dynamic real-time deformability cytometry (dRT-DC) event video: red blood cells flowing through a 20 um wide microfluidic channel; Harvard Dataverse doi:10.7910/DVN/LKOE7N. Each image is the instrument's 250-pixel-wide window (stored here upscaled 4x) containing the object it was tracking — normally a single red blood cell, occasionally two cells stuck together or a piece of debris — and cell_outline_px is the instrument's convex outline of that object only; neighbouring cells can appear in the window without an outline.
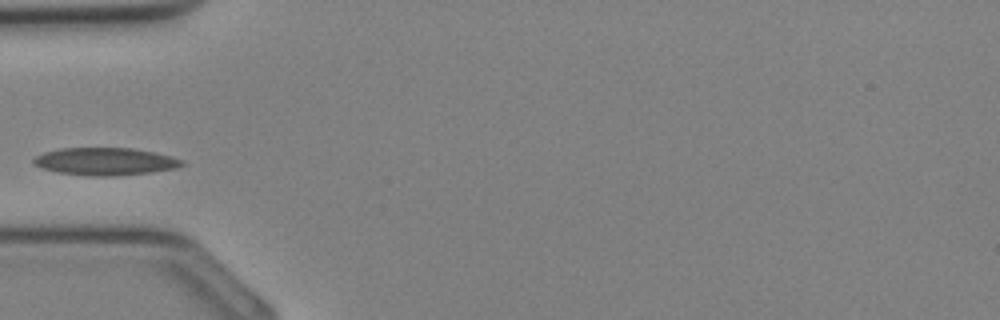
{"species": "Egyptian fruit bat (a non-hibernating species)", "species_latin": "Rousettus aegyptiacus", "temperature_condition": "cold", "stored_images_in_passage": 25, "camera_frame_rate_fps": 3000, "um_per_image_px": 0.085, "animal": {"sex": "female"}, "frame": {"image": 1, "passage_image": 1, "time_ms": 0.0, "image_size_px": [1000, 320], "cell_outline_px": [[184, 164], [176, 168], [148, 172], [112, 176], [88, 176], [56, 172], [40, 168], [32, 164], [32, 160], [36, 156], [44, 152], [60, 148], [132, 148], [172, 156], [184, 160]], "centroid_in_image_um": [8.89, 13.72], "position_along_channel_um": 76.1, "area_um2": 23.81}}
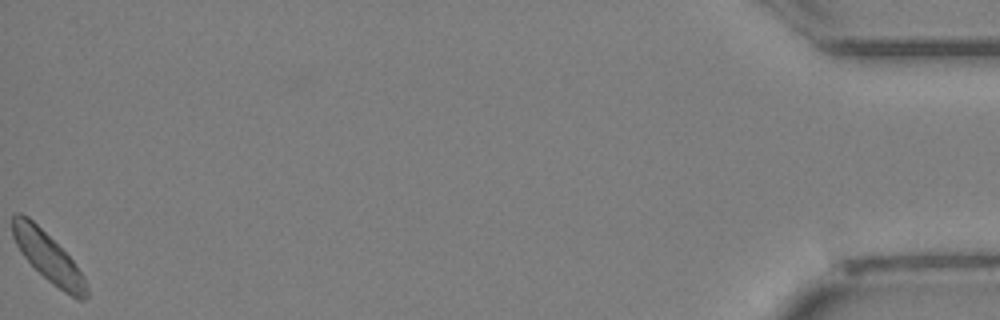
{"frame": {"image": 2, "passage_image": 25, "time_ms": 8.0, "image_size_px": [1000, 320], "cell_outline_px": [[88, 296], [84, 300], [80, 300], [64, 292], [52, 284], [24, 256], [16, 244], [12, 236], [12, 216], [16, 212], [20, 212], [28, 216], [72, 260], [84, 276], [88, 288]], "centroid_in_image_um": [4.09, 21.86], "position_along_channel_um": 431.1, "area_um2": 20.75}}